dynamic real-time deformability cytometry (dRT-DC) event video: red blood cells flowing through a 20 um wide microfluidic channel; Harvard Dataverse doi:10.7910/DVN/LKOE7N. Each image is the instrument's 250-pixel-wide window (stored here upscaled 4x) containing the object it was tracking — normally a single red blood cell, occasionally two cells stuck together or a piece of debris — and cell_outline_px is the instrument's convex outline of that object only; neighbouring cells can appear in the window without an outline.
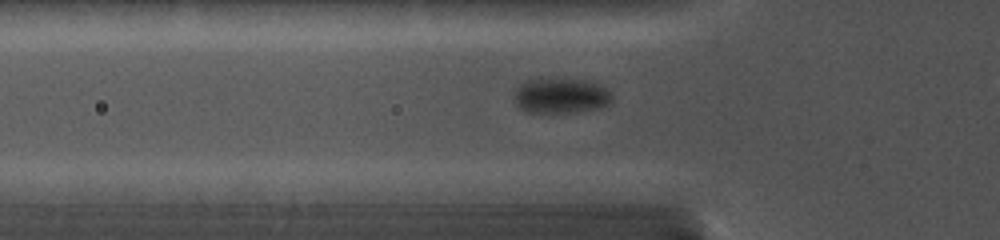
{"species": "common noctule bat (a hibernating species)", "species_latin": "Nyctalus noctula", "temperature_condition": "cold", "stored_images_in_passage": 17, "camera_frame_rate_fps": 5000, "um_per_image_px": 0.085, "animal": {"sex": "female", "body_mass_g": 19.0, "forearm_length_mm": 56.7}, "frame": {"image": 1, "passage_image": 7, "time_ms": 2.6, "image_size_px": [1000, 240], "cell_outline_px": [[612, 100], [608, 104], [596, 108], [576, 112], [528, 112], [520, 108], [512, 100], [516, 88], [524, 80], [592, 80], [600, 84], [612, 96]], "centroid_in_image_um": [47.64, 8.14], "position_along_channel_um": 78.2, "area_um2": 19.83}}
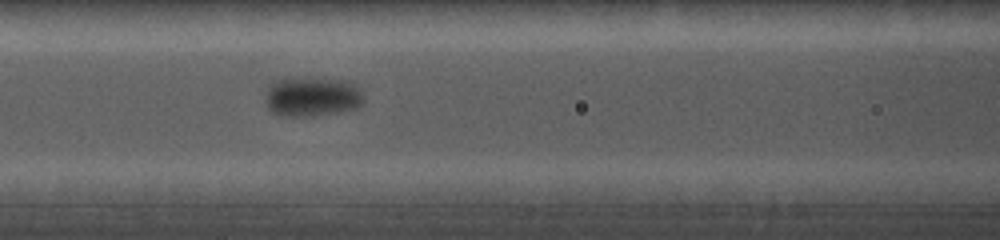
{"frame": {"image": 2, "passage_image": 11, "time_ms": 4.2, "image_size_px": [1000, 240], "cell_outline_px": [[364, 100], [356, 108], [340, 112], [312, 116], [280, 116], [272, 112], [268, 108], [264, 100], [264, 92], [276, 80], [292, 76], [324, 76], [348, 80], [360, 92]], "centroid_in_image_um": [26.47, 8.17], "position_along_channel_um": 140.1, "area_um2": 23.58}}
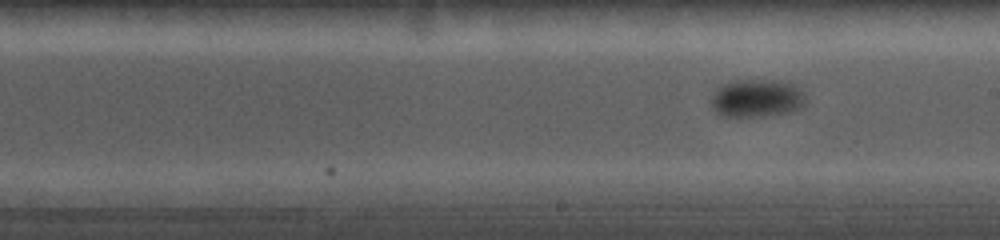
{"frame": {"image": 3, "passage_image": 17, "time_ms": 6.4, "image_size_px": [1000, 240], "cell_outline_px": [[804, 104], [800, 108], [792, 112], [736, 120], [724, 116], [716, 112], [712, 104], [712, 96], [716, 88], [720, 84], [728, 80], [788, 80], [804, 92]], "centroid_in_image_um": [64.3, 8.36], "position_along_channel_um": 224.7, "area_um2": 21.79}}